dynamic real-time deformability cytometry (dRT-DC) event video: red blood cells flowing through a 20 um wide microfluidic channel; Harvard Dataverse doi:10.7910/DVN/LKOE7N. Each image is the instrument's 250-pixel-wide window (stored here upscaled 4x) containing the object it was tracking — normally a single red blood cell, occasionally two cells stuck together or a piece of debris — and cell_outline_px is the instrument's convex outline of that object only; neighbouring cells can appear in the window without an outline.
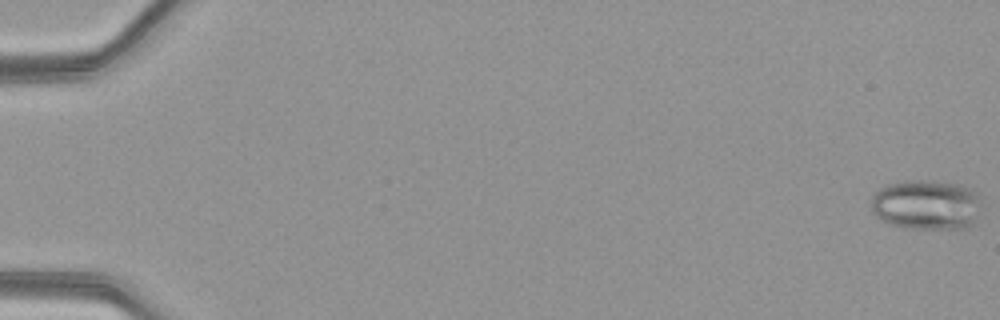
{"species": "common noctule bat (a hibernating species)", "species_latin": "Nyctalus noctula", "temperature_condition": "warm", "stored_images_in_passage": 51, "camera_frame_rate_fps": 3000, "um_per_image_px": 0.085, "animal": {"sex": "female", "body_mass_g": 21.9}, "frame": {"image": 1, "passage_image": 1, "time_ms": 0.0, "image_size_px": [1000, 320], "cell_outline_px": [[980, 200], [976, 224], [968, 228], [904, 228], [888, 224], [880, 220], [872, 212], [872, 196], [880, 188], [888, 184], [908, 180], [924, 180], [960, 184], [972, 188], [976, 192]], "centroid_in_image_um": [78.75, 17.41], "position_along_channel_um": 6.2, "area_um2": 32.48}}
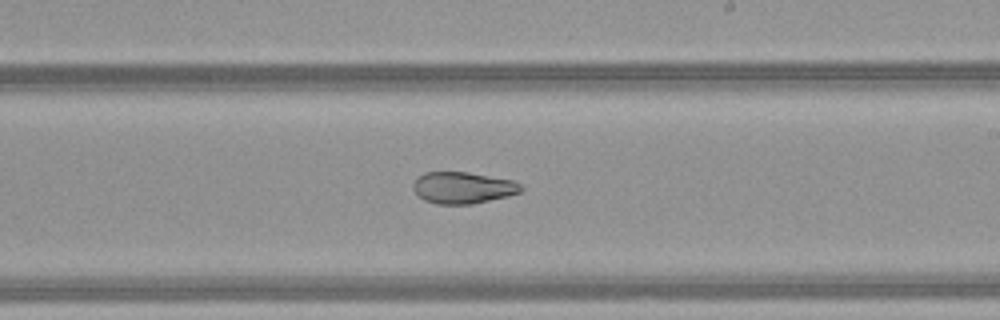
{"frame": {"image": 2, "passage_image": 32, "time_ms": 10.333, "image_size_px": [1000, 320], "cell_outline_px": [[524, 188], [520, 192], [508, 196], [472, 204], [436, 204], [424, 200], [412, 188], [412, 184], [416, 176], [424, 172], [468, 172], [516, 180]], "centroid_in_image_um": [39.35, 15.94], "position_along_channel_um": 249.7, "area_um2": 20.11}}
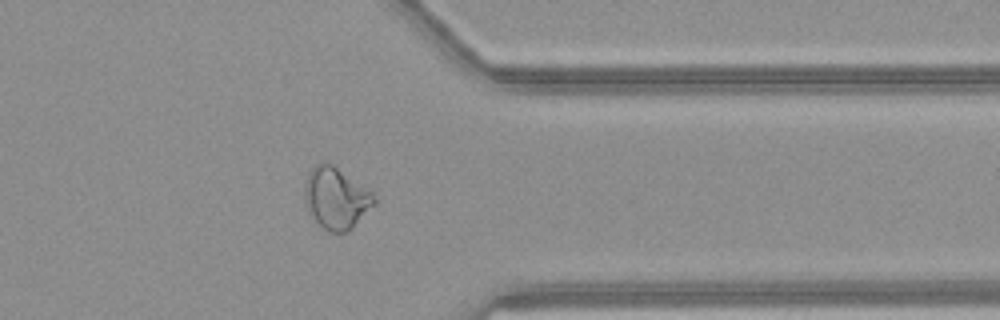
{"frame": {"image": 3, "passage_image": 42, "time_ms": 13.667, "image_size_px": [1000, 320], "cell_outline_px": [[376, 204], [348, 232], [328, 232], [312, 216], [308, 208], [304, 196], [304, 184], [308, 172], [316, 164], [324, 160], [328, 160], [372, 192], [376, 200]], "centroid_in_image_um": [28.57, 16.81], "position_along_channel_um": 382.8, "area_um2": 25.03}, "authors_computed_cell_mechanics": {"area_um2": 26.6458, "velocity_mm_per_s": 4.1635, "shape_relaxation_time_tau1_ms": null, "shape_relaxation_time_tau2_ms": 3.5584, "deformation_change_tau1": null, "deformation_change_tau2": 0.0949}}